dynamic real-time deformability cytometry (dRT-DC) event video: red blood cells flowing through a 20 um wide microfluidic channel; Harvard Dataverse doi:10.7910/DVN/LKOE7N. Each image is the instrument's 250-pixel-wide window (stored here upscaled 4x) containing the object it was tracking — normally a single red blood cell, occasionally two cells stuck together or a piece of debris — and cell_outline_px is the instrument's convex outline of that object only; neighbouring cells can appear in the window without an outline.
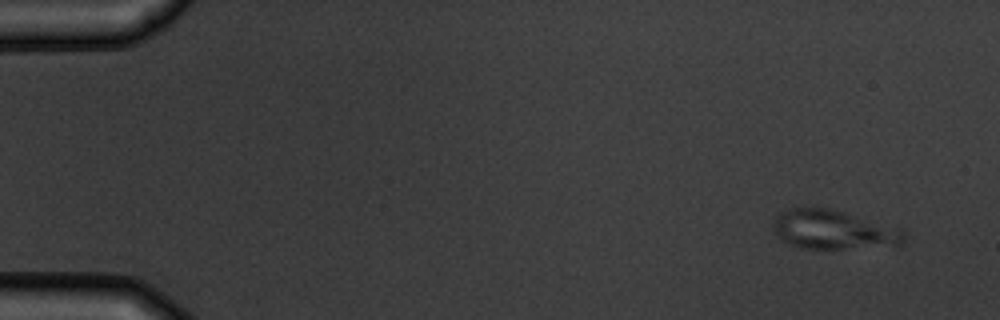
{"species": "common noctule bat (a hibernating species)", "species_latin": "Nyctalus noctula", "temperature_condition": "warm", "stored_images_in_passage": 8, "camera_frame_rate_fps": 3000, "um_per_image_px": 0.085, "animal": {"sex": "male", "body_mass_g": 19.5, "forearm_length_mm": 54.6}, "frame": {"image": 1, "passage_image": 1, "time_ms": 0.0, "image_size_px": [1000, 320], "cell_outline_px": [[904, 244], [844, 248], [800, 248], [788, 244], [780, 240], [772, 224], [776, 216], [792, 208], [828, 208], [844, 212], [900, 228], [904, 232]], "centroid_in_image_um": [70.82, 19.53], "position_along_channel_um": 14.2, "area_um2": 29.3}}
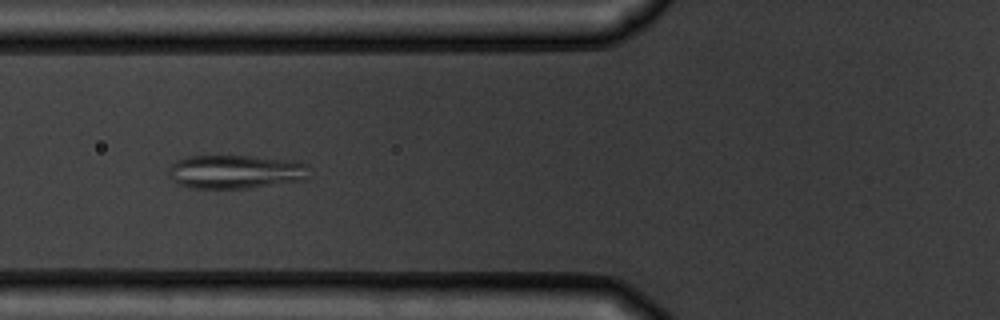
{"frame": {"image": 2, "passage_image": 6, "time_ms": 5.667, "image_size_px": [1000, 320], "cell_outline_px": [[308, 180], [248, 188], [192, 188], [180, 184], [172, 180], [168, 176], [168, 172], [172, 164], [176, 160], [188, 156], [252, 156], [292, 160], [308, 164]], "centroid_in_image_um": [20.05, 14.6], "position_along_channel_um": 105.7, "area_um2": 27.86}}